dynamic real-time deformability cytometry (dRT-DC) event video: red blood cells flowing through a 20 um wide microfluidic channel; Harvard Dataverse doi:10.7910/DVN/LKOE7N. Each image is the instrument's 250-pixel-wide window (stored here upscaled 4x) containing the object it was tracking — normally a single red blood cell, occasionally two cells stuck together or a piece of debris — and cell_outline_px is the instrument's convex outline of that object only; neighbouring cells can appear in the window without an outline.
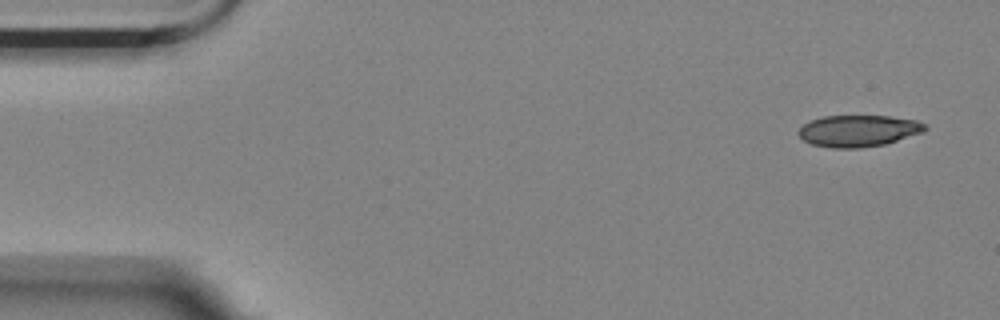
{"species": "Egyptian fruit bat (a non-hibernating species)", "species_latin": "Rousettus aegyptiacus", "temperature_condition": "room temperature", "stored_images_in_passage": 7, "camera_frame_rate_fps": 3000, "um_per_image_px": 0.085, "animal": {"sex": "female"}, "frame": {"image": 1, "passage_image": 1, "time_ms": 0.0, "image_size_px": [1000, 320], "cell_outline_px": [[928, 128], [924, 132], [884, 144], [860, 148], [832, 148], [812, 144], [804, 140], [796, 132], [804, 124], [812, 120], [824, 116], [888, 116], [916, 120], [924, 124]], "centroid_in_image_um": [72.97, 11.12], "position_along_channel_um": 12.0, "area_um2": 23.18}}